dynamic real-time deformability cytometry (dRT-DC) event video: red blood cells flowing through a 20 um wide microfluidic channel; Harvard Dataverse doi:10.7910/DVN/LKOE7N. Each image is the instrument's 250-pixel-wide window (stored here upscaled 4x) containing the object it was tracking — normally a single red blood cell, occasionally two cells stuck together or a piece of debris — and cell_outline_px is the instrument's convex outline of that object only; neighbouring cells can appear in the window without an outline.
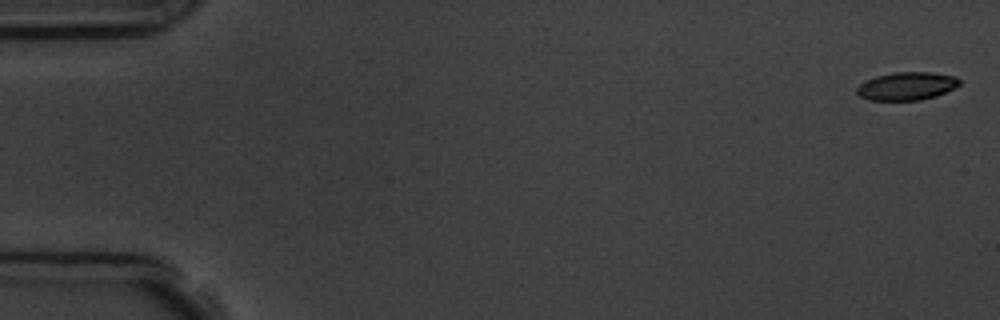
{"species": "common noctule bat (a hibernating species)", "species_latin": "Nyctalus noctula", "temperature_condition": "room temperature", "stored_images_in_passage": 6, "segment_of_instrument_passage": [1, 2], "camera_frame_rate_fps": 3000, "um_per_image_px": 0.085, "animal": {"sex": "male", "body_mass_g": 19.5, "forearm_length_mm": 54.6}, "frame": {"image": 1, "passage_image": 1, "time_ms": 0.0, "image_size_px": [1000, 320], "cell_outline_px": [[960, 84], [956, 88], [936, 96], [920, 100], [868, 100], [860, 96], [856, 92], [856, 88], [860, 84], [876, 76], [892, 72], [932, 72], [956, 76], [960, 80]], "centroid_in_image_um": [77.1, 7.31], "position_along_channel_um": 7.9, "area_um2": 16.88}}
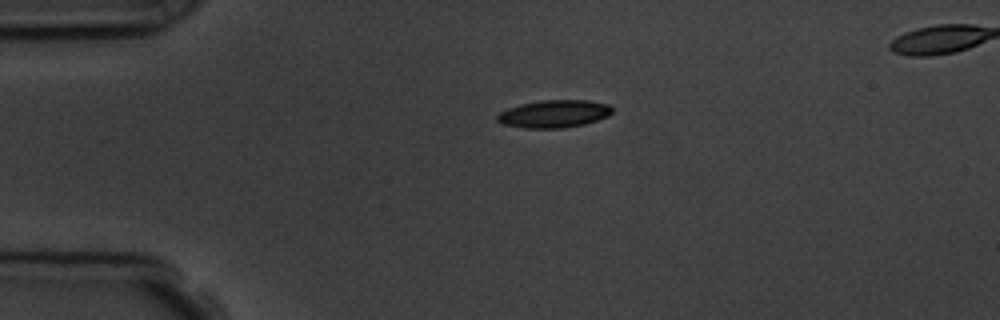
{"frame": {"image": 2, "passage_image": 4, "time_ms": 3.667, "image_size_px": [1000, 320], "cell_outline_px": [[612, 112], [608, 116], [584, 124], [564, 128], [524, 128], [500, 124], [496, 120], [496, 116], [500, 112], [508, 108], [520, 104], [540, 100], [588, 100], [608, 104], [612, 108]], "centroid_in_image_um": [47.06, 9.67], "position_along_channel_um": 37.9, "area_um2": 18.61}}